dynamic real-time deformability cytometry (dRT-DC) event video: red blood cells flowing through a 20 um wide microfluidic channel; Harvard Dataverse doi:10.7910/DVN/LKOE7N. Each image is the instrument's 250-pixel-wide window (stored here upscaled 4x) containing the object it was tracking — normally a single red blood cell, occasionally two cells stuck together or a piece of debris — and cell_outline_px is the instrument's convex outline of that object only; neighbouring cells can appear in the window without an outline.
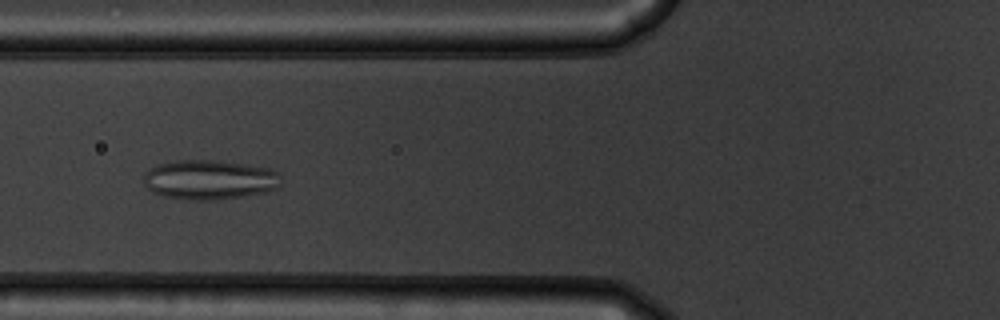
{"species": "common noctule bat (a hibernating species)", "species_latin": "Nyctalus noctula", "temperature_condition": "warm", "stored_images_in_passage": 40, "camera_frame_rate_fps": 3000, "um_per_image_px": 0.085, "animal": {"sex": "male", "body_mass_g": 19.5, "forearm_length_mm": 54.6}, "frame": {"image": 1, "passage_image": 7, "time_ms": 2.0, "image_size_px": [1000, 320], "cell_outline_px": [[280, 188], [268, 192], [244, 196], [216, 200], [192, 200], [164, 196], [152, 192], [144, 184], [144, 176], [152, 168], [160, 164], [176, 160], [212, 160], [244, 164], [272, 168], [276, 172], [280, 184]], "centroid_in_image_um": [17.84, 15.29], "position_along_channel_um": 108.0, "area_um2": 31.62}}
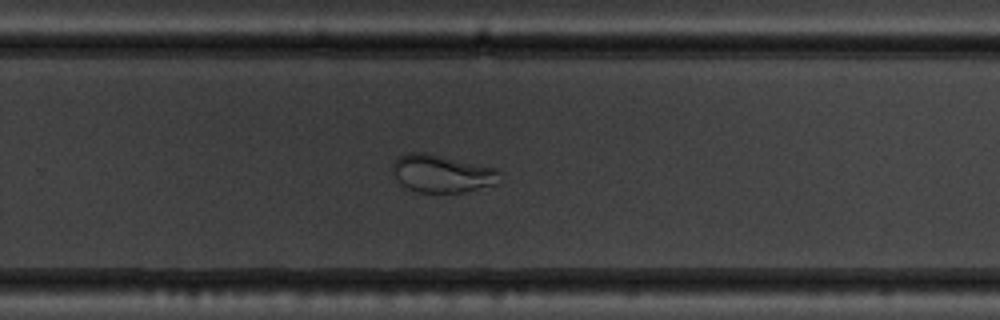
{"frame": {"image": 2, "passage_image": 22, "time_ms": 7.0, "image_size_px": [1000, 320], "cell_outline_px": [[500, 172], [496, 184], [464, 192], [416, 192], [400, 184], [392, 172], [392, 164], [400, 156], [408, 152], [424, 152], [496, 168]], "centroid_in_image_um": [37.53, 14.75], "position_along_channel_um": 292.3, "area_um2": 23.35}}
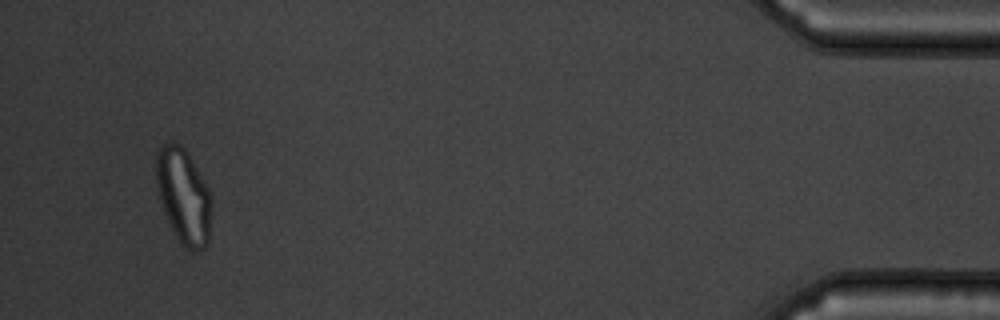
{"frame": {"image": 3, "passage_image": 38, "time_ms": 12.333, "image_size_px": [1000, 320], "cell_outline_px": [[212, 204], [208, 244], [204, 248], [196, 252], [192, 252], [180, 244], [172, 232], [164, 212], [156, 188], [156, 152], [164, 144], [172, 140], [180, 144], [184, 148], [204, 180], [212, 196]], "centroid_in_image_um": [15.6, 16.7], "position_along_channel_um": 419.6, "area_um2": 31.21}}